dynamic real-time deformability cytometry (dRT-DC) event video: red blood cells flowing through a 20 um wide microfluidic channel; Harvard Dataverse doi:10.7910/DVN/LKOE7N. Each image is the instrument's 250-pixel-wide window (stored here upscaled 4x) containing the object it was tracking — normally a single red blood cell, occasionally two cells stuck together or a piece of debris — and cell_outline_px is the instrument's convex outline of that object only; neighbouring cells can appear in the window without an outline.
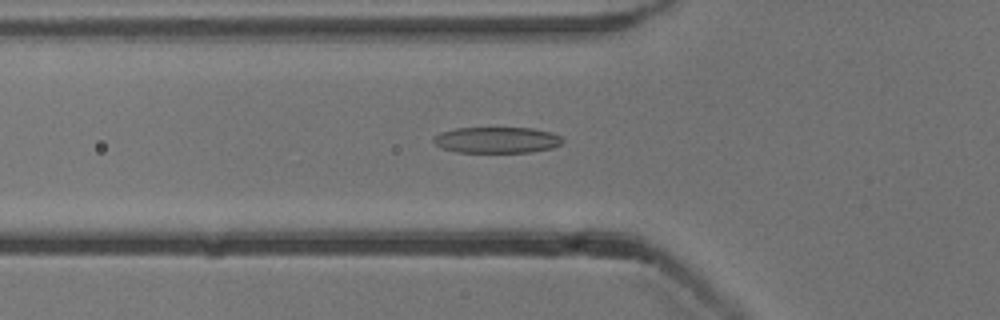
{"species": "common noctule bat (a hibernating species)", "species_latin": "Nyctalus noctula", "temperature_condition": "cold", "stored_images_in_passage": 54, "camera_frame_rate_fps": 3000, "um_per_image_px": 0.085, "animal": {"sex": "male", "body_mass_g": 13.3}, "frame": {"image": 1, "passage_image": 19, "time_ms": 6.0, "image_size_px": [1000, 320], "cell_outline_px": [[564, 140], [560, 144], [552, 148], [532, 152], [456, 152], [444, 148], [436, 144], [432, 140], [440, 132], [456, 128], [532, 128], [552, 132], [560, 136]], "centroid_in_image_um": [42.26, 11.9], "position_along_channel_um": 83.5, "area_um2": 19.54}}
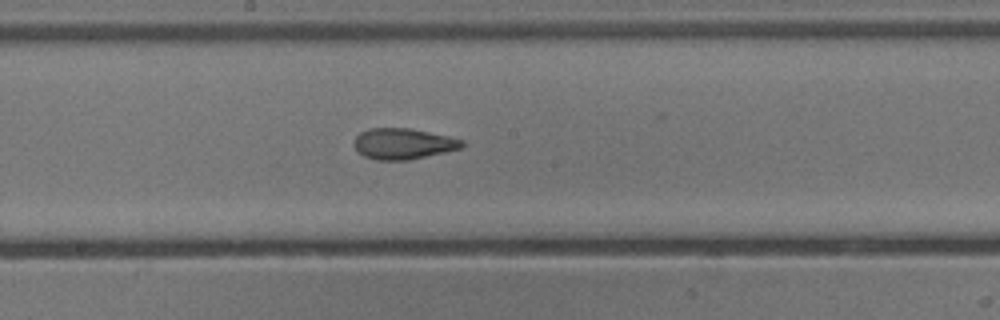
{"frame": {"image": 2, "passage_image": 29, "time_ms": 9.333, "image_size_px": [1000, 320], "cell_outline_px": [[464, 144], [460, 148], [444, 152], [408, 160], [376, 160], [364, 156], [352, 144], [356, 136], [360, 132], [368, 128], [412, 128], [448, 136], [464, 140]], "centroid_in_image_um": [34.24, 12.21], "position_along_channel_um": 214.0, "area_um2": 19.42}}
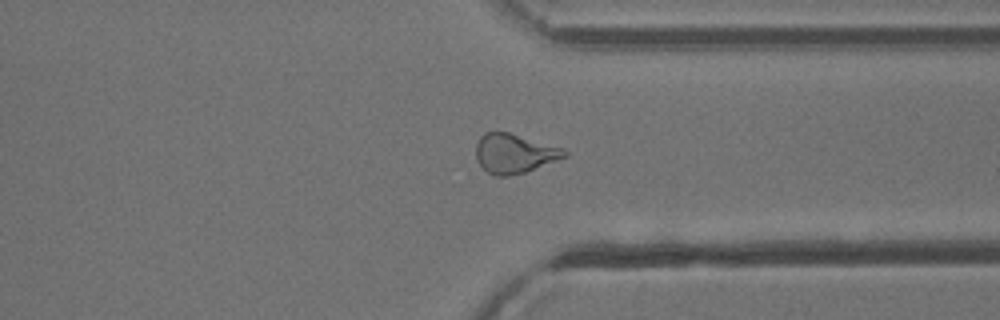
{"frame": {"image": 3, "passage_image": 41, "time_ms": 13.333, "image_size_px": [1000, 320], "cell_outline_px": [[568, 156], [524, 172], [508, 176], [496, 176], [488, 172], [476, 160], [476, 144], [480, 136], [484, 132], [508, 132], [564, 148], [568, 152]], "centroid_in_image_um": [43.71, 13.03], "position_along_channel_um": 367.7, "area_um2": 20.17}, "authors_computed_cell_mechanics": {"area_um2": 19.8543, "velocity_mm_per_s": 3.8678, "shape_relaxation_time_tau1_ms": 4.6087, "shape_relaxation_time_tau2_ms": 1.7171, "deformation_change_tau1": 0.1809, "deformation_change_tau2": 0.0991}}